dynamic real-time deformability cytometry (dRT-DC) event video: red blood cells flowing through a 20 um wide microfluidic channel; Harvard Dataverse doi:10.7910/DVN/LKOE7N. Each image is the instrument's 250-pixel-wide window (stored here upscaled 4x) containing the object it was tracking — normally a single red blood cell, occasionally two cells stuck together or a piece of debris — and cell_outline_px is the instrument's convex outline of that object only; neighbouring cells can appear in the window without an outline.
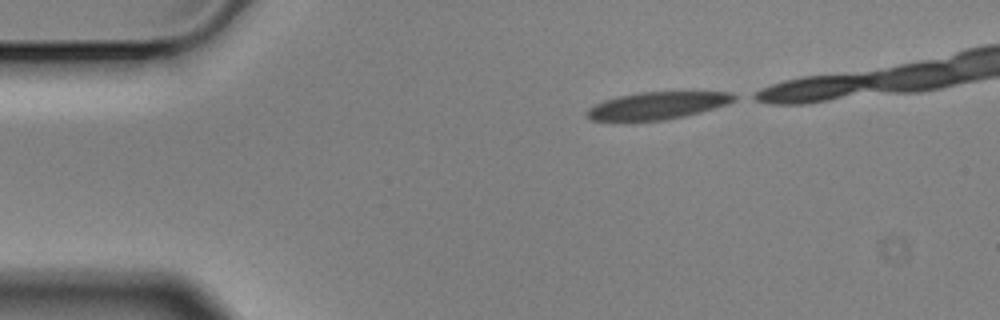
{"species": "Egyptian fruit bat (a non-hibernating species)", "species_latin": "Rousettus aegyptiacus", "temperature_condition": "cold", "stored_images_in_passage": 3, "camera_frame_rate_fps": 3000, "um_per_image_px": 0.085, "animal": {"sex": "male"}, "frame": {"image": 1, "passage_image": 1, "time_ms": 0.0, "image_size_px": [1000, 320], "cell_outline_px": [[740, 96], [736, 100], [728, 104], [700, 112], [684, 116], [664, 120], [592, 120], [584, 112], [588, 108], [604, 100], [616, 96], [640, 92], [732, 92]], "centroid_in_image_um": [55.92, 8.96], "position_along_channel_um": 29.1, "area_um2": 23.35}}